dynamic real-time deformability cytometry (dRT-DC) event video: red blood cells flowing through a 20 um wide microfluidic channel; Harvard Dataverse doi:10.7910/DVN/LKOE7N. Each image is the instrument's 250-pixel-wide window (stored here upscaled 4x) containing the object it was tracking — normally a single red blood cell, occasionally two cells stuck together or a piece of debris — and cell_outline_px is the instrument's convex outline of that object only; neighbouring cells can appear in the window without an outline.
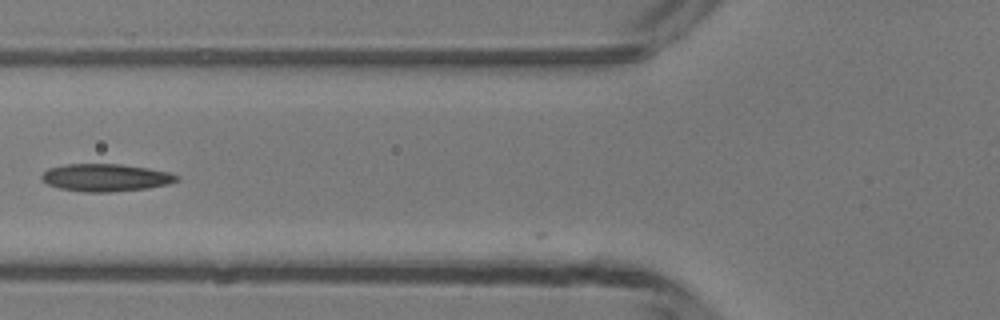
{"species": "common noctule bat (a hibernating species)", "species_latin": "Nyctalus noctula", "temperature_condition": "room temperature", "stored_images_in_passage": 30, "camera_frame_rate_fps": 3000, "um_per_image_px": 0.085, "animal": {"sex": "male", "body_mass_g": 13.3}, "frame": {"image": 1, "passage_image": 3, "time_ms": 0.667, "image_size_px": [1000, 320], "cell_outline_px": [[180, 180], [168, 184], [148, 188], [112, 192], [84, 192], [60, 188], [48, 184], [40, 180], [40, 176], [48, 168], [64, 164], [120, 164], [148, 168], [168, 172], [180, 176]], "centroid_in_image_um": [8.98, 15.09], "position_along_channel_um": 116.8, "area_um2": 21.79}}
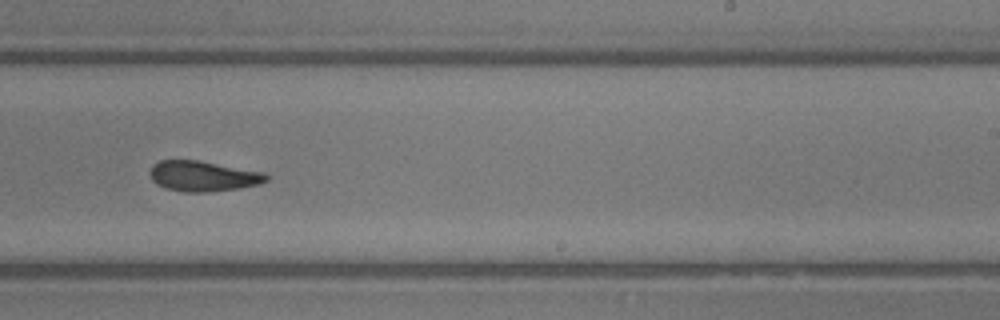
{"frame": {"image": 2, "passage_image": 14, "time_ms": 4.333, "image_size_px": [1000, 320], "cell_outline_px": [[268, 180], [256, 184], [236, 188], [208, 192], [184, 192], [164, 188], [156, 184], [152, 180], [148, 172], [152, 164], [160, 160], [196, 160], [264, 172], [268, 176]], "centroid_in_image_um": [17.18, 14.97], "position_along_channel_um": 271.8, "area_um2": 20.52}}
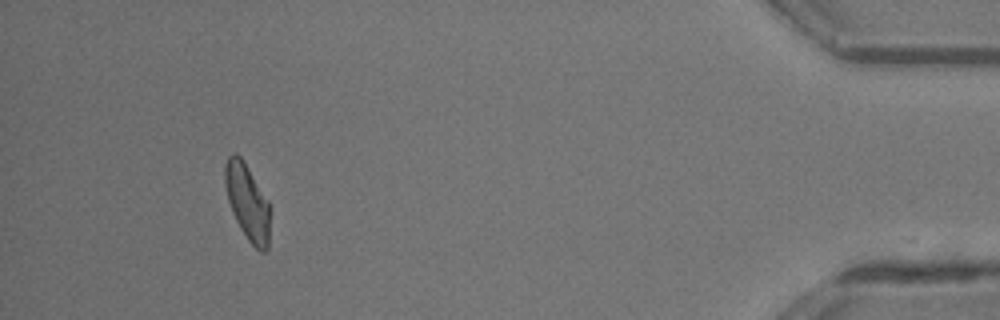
{"frame": {"image": 3, "passage_image": 29, "time_ms": 9.333, "image_size_px": [1000, 320], "cell_outline_px": [[268, 248], [264, 252], [260, 252], [248, 240], [240, 228], [232, 212], [228, 200], [224, 180], [224, 168], [228, 156], [232, 152], [236, 152], [240, 156], [268, 200]], "centroid_in_image_um": [20.99, 17.15], "position_along_channel_um": 414.2, "area_um2": 19.54}, "authors_computed_cell_mechanics": {"area_um2": 20.6635, "velocity_mm_per_s": 4.2239, "shape_relaxation_time_tau1_ms": 2.6669, "shape_relaxation_time_tau2_ms": 1.9462, "deformation_change_tau1": 0.0984, "deformation_change_tau2": 0.08}}